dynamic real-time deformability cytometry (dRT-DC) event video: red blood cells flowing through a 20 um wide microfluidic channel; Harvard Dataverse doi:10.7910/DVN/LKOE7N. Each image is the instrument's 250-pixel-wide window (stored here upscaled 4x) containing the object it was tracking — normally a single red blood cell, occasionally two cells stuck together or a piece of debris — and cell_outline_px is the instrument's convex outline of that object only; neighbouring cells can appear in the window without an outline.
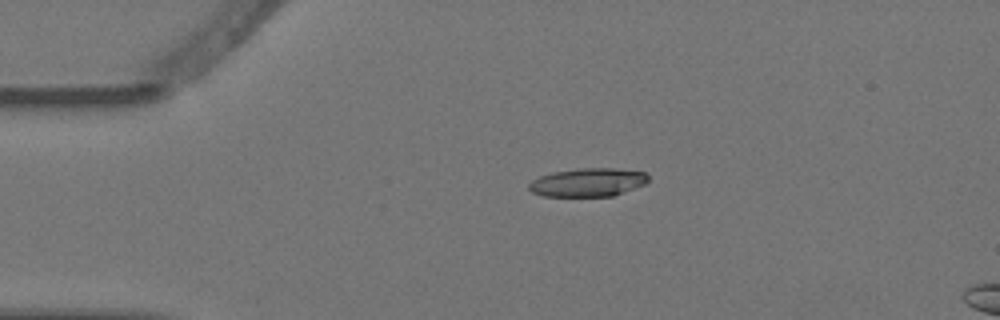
{"species": "Egyptian fruit bat (a non-hibernating species)", "species_latin": "Rousettus aegyptiacus", "temperature_condition": "warm", "stored_images_in_passage": 4, "camera_frame_rate_fps": 3000, "um_per_image_px": 0.085, "animal": {"sex": "female"}, "frame": {"image": 1, "passage_image": 2, "time_ms": 0.333, "image_size_px": [1000, 320], "cell_outline_px": [[648, 180], [644, 184], [612, 196], [544, 196], [532, 192], [528, 188], [528, 184], [532, 180], [540, 176], [552, 172], [580, 168], [612, 168], [644, 172], [648, 176]], "centroid_in_image_um": [49.93, 15.49], "position_along_channel_um": 35.1, "area_um2": 19.59}}